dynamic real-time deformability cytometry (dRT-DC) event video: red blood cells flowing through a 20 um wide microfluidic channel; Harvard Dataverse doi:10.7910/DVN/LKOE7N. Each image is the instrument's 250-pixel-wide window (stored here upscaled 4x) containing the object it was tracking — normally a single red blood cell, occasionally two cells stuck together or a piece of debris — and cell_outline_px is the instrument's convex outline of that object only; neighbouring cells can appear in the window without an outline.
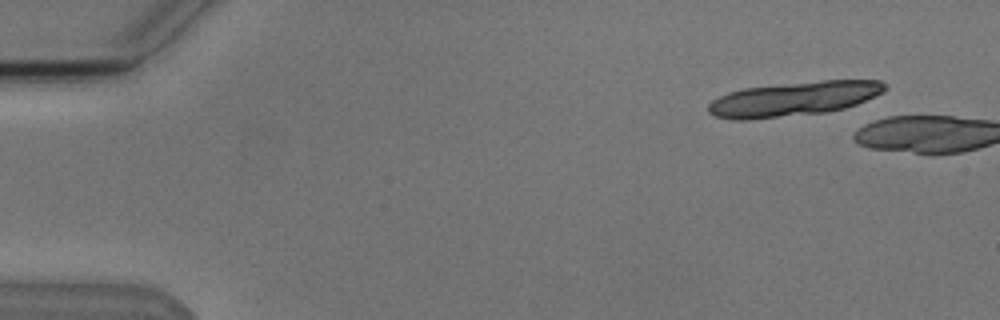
{"species": "Egyptian fruit bat (a non-hibernating species)", "species_latin": "Rousettus aegyptiacus", "temperature_condition": "cold", "stored_images_in_passage": 2, "camera_frame_rate_fps": 3000, "um_per_image_px": 0.085, "animal": {"sex": "male"}, "frame": {"image": 1, "passage_image": 1, "time_ms": 0.0, "image_size_px": [1000, 320], "cell_outline_px": [[888, 88], [884, 92], [856, 104], [844, 108], [828, 112], [748, 120], [736, 120], [712, 116], [708, 112], [708, 104], [712, 100], [728, 92], [744, 88], [824, 80], [880, 80]], "centroid_in_image_um": [67.45, 8.41], "position_along_channel_um": 17.6, "area_um2": 35.32}}